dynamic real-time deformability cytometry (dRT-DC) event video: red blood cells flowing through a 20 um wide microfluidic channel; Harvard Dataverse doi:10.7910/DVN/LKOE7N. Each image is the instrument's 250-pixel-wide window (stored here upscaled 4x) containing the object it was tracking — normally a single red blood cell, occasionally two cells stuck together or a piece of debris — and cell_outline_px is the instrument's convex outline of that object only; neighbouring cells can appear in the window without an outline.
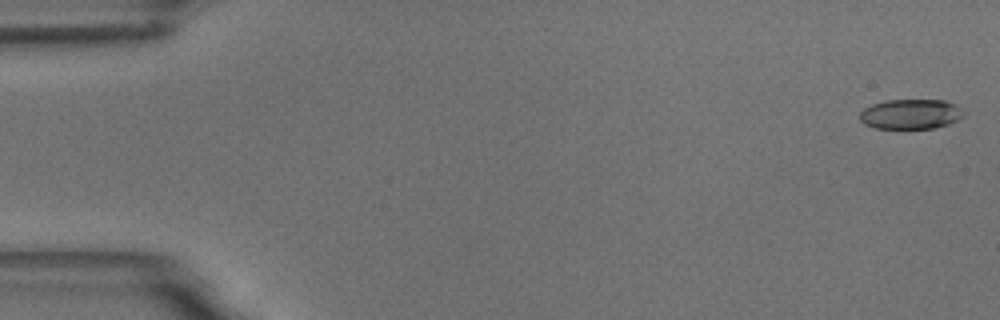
{"species": "common noctule bat (a hibernating species)", "species_latin": "Nyctalus noctula", "temperature_condition": "room temperature", "stored_images_in_passage": 58, "camera_frame_rate_fps": 3000, "um_per_image_px": 0.085, "animal": {"sex": "male", "body_mass_g": 18.8}, "frame": {"image": 1, "passage_image": 2, "time_ms": 0.333, "image_size_px": [1000, 320], "cell_outline_px": [[964, 112], [956, 120], [948, 124], [932, 128], [876, 128], [864, 124], [860, 120], [860, 112], [864, 108], [872, 104], [884, 100], [944, 100], [952, 104]], "centroid_in_image_um": [77.33, 9.69], "position_along_channel_um": 7.7, "area_um2": 17.8}}
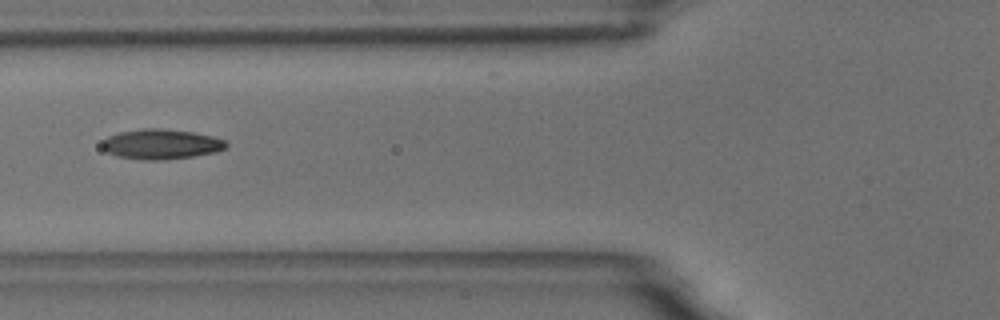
{"frame": {"image": 2, "passage_image": 23, "time_ms": 7.333, "image_size_px": [1000, 320], "cell_outline_px": [[228, 144], [224, 148], [216, 152], [192, 156], [164, 160], [144, 160], [116, 156], [100, 148], [100, 144], [108, 136], [120, 132], [140, 128], [160, 128], [192, 132], [212, 136], [224, 140]], "centroid_in_image_um": [13.65, 12.25], "position_along_channel_um": 112.2, "area_um2": 21.73}}
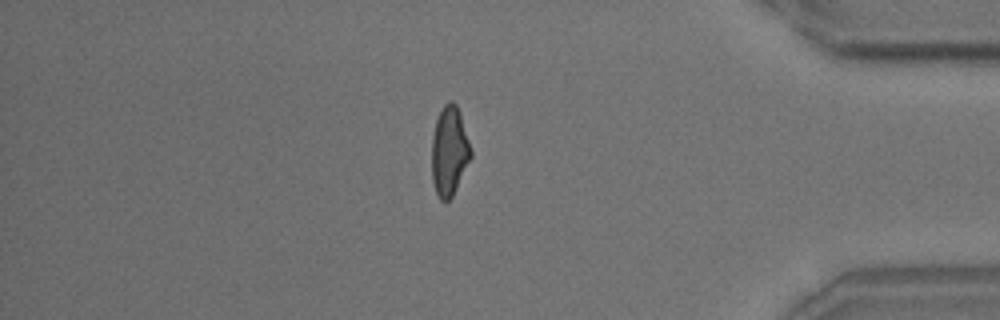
{"frame": {"image": 3, "passage_image": 50, "time_ms": 16.333, "image_size_px": [1000, 320], "cell_outline_px": [[472, 156], [452, 196], [448, 200], [440, 200], [436, 192], [432, 180], [432, 136], [436, 120], [444, 104], [448, 100], [452, 100], [456, 104], [460, 112], [472, 152]], "centroid_in_image_um": [38.19, 12.82], "position_along_channel_um": 397.0, "area_um2": 20.23}, "authors_computed_cell_mechanics": {"area_um2": 20.23, "velocity_mm_per_s": 3.5264, "shape_relaxation_time_tau1_ms": 5.5464, "shape_relaxation_time_tau2_ms": 2.126, "deformation_change_tau1": 0.1689, "deformation_change_tau2": 0.0961}}